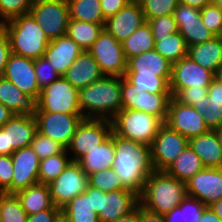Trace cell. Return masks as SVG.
<instances>
[{"instance_id":"31","label":"cell","mask_w":222,"mask_h":222,"mask_svg":"<svg viewBox=\"0 0 222 222\" xmlns=\"http://www.w3.org/2000/svg\"><path fill=\"white\" fill-rule=\"evenodd\" d=\"M204 165L199 156L188 145L184 151L167 168L166 172L182 182H187L196 173L201 171Z\"/></svg>"},{"instance_id":"40","label":"cell","mask_w":222,"mask_h":222,"mask_svg":"<svg viewBox=\"0 0 222 222\" xmlns=\"http://www.w3.org/2000/svg\"><path fill=\"white\" fill-rule=\"evenodd\" d=\"M88 185L103 191L104 193L127 189L113 168L99 170L88 175Z\"/></svg>"},{"instance_id":"9","label":"cell","mask_w":222,"mask_h":222,"mask_svg":"<svg viewBox=\"0 0 222 222\" xmlns=\"http://www.w3.org/2000/svg\"><path fill=\"white\" fill-rule=\"evenodd\" d=\"M29 13L50 41L66 35L70 19L67 0H34Z\"/></svg>"},{"instance_id":"49","label":"cell","mask_w":222,"mask_h":222,"mask_svg":"<svg viewBox=\"0 0 222 222\" xmlns=\"http://www.w3.org/2000/svg\"><path fill=\"white\" fill-rule=\"evenodd\" d=\"M199 112L210 130L222 127V106L206 105L201 107Z\"/></svg>"},{"instance_id":"18","label":"cell","mask_w":222,"mask_h":222,"mask_svg":"<svg viewBox=\"0 0 222 222\" xmlns=\"http://www.w3.org/2000/svg\"><path fill=\"white\" fill-rule=\"evenodd\" d=\"M13 177L6 193H17L38 182L40 159L31 146L17 149L11 154Z\"/></svg>"},{"instance_id":"2","label":"cell","mask_w":222,"mask_h":222,"mask_svg":"<svg viewBox=\"0 0 222 222\" xmlns=\"http://www.w3.org/2000/svg\"><path fill=\"white\" fill-rule=\"evenodd\" d=\"M79 104L84 118L111 120L122 109L121 77L103 76L80 89Z\"/></svg>"},{"instance_id":"60","label":"cell","mask_w":222,"mask_h":222,"mask_svg":"<svg viewBox=\"0 0 222 222\" xmlns=\"http://www.w3.org/2000/svg\"><path fill=\"white\" fill-rule=\"evenodd\" d=\"M213 0H179V3L189 5L193 8L201 10L207 4H210Z\"/></svg>"},{"instance_id":"7","label":"cell","mask_w":222,"mask_h":222,"mask_svg":"<svg viewBox=\"0 0 222 222\" xmlns=\"http://www.w3.org/2000/svg\"><path fill=\"white\" fill-rule=\"evenodd\" d=\"M122 109H132L145 112L159 118L165 123L171 93H149L121 77Z\"/></svg>"},{"instance_id":"48","label":"cell","mask_w":222,"mask_h":222,"mask_svg":"<svg viewBox=\"0 0 222 222\" xmlns=\"http://www.w3.org/2000/svg\"><path fill=\"white\" fill-rule=\"evenodd\" d=\"M154 37L170 36L178 32V26L173 14L156 17L148 20Z\"/></svg>"},{"instance_id":"6","label":"cell","mask_w":222,"mask_h":222,"mask_svg":"<svg viewBox=\"0 0 222 222\" xmlns=\"http://www.w3.org/2000/svg\"><path fill=\"white\" fill-rule=\"evenodd\" d=\"M36 112L82 114L79 90L63 76L41 89Z\"/></svg>"},{"instance_id":"22","label":"cell","mask_w":222,"mask_h":222,"mask_svg":"<svg viewBox=\"0 0 222 222\" xmlns=\"http://www.w3.org/2000/svg\"><path fill=\"white\" fill-rule=\"evenodd\" d=\"M139 204V195L130 189L110 191L102 196L101 210L98 212L99 222H115L129 214Z\"/></svg>"},{"instance_id":"14","label":"cell","mask_w":222,"mask_h":222,"mask_svg":"<svg viewBox=\"0 0 222 222\" xmlns=\"http://www.w3.org/2000/svg\"><path fill=\"white\" fill-rule=\"evenodd\" d=\"M188 145L187 138L164 123L150 145L154 170L166 171Z\"/></svg>"},{"instance_id":"42","label":"cell","mask_w":222,"mask_h":222,"mask_svg":"<svg viewBox=\"0 0 222 222\" xmlns=\"http://www.w3.org/2000/svg\"><path fill=\"white\" fill-rule=\"evenodd\" d=\"M145 20L171 15L179 4V0H138Z\"/></svg>"},{"instance_id":"43","label":"cell","mask_w":222,"mask_h":222,"mask_svg":"<svg viewBox=\"0 0 222 222\" xmlns=\"http://www.w3.org/2000/svg\"><path fill=\"white\" fill-rule=\"evenodd\" d=\"M208 87L185 88L180 90L174 98L184 105L193 106L196 110L208 105Z\"/></svg>"},{"instance_id":"8","label":"cell","mask_w":222,"mask_h":222,"mask_svg":"<svg viewBox=\"0 0 222 222\" xmlns=\"http://www.w3.org/2000/svg\"><path fill=\"white\" fill-rule=\"evenodd\" d=\"M111 133V120L84 118L66 148L67 151L74 153L73 157L69 156L71 161L78 162L84 155L105 142Z\"/></svg>"},{"instance_id":"19","label":"cell","mask_w":222,"mask_h":222,"mask_svg":"<svg viewBox=\"0 0 222 222\" xmlns=\"http://www.w3.org/2000/svg\"><path fill=\"white\" fill-rule=\"evenodd\" d=\"M187 195L197 198L205 206L222 198V168L204 167L186 182Z\"/></svg>"},{"instance_id":"1","label":"cell","mask_w":222,"mask_h":222,"mask_svg":"<svg viewBox=\"0 0 222 222\" xmlns=\"http://www.w3.org/2000/svg\"><path fill=\"white\" fill-rule=\"evenodd\" d=\"M110 136L115 152L112 168L127 189L140 195L145 181L155 171L150 145L120 137L113 131Z\"/></svg>"},{"instance_id":"41","label":"cell","mask_w":222,"mask_h":222,"mask_svg":"<svg viewBox=\"0 0 222 222\" xmlns=\"http://www.w3.org/2000/svg\"><path fill=\"white\" fill-rule=\"evenodd\" d=\"M124 78L132 85L152 94L170 93L171 77L124 75Z\"/></svg>"},{"instance_id":"11","label":"cell","mask_w":222,"mask_h":222,"mask_svg":"<svg viewBox=\"0 0 222 222\" xmlns=\"http://www.w3.org/2000/svg\"><path fill=\"white\" fill-rule=\"evenodd\" d=\"M47 185L54 205L62 209L73 198L85 192L88 175L78 162L71 161L64 171Z\"/></svg>"},{"instance_id":"32","label":"cell","mask_w":222,"mask_h":222,"mask_svg":"<svg viewBox=\"0 0 222 222\" xmlns=\"http://www.w3.org/2000/svg\"><path fill=\"white\" fill-rule=\"evenodd\" d=\"M126 60L154 49V36L148 21L137 28L126 40L121 42Z\"/></svg>"},{"instance_id":"52","label":"cell","mask_w":222,"mask_h":222,"mask_svg":"<svg viewBox=\"0 0 222 222\" xmlns=\"http://www.w3.org/2000/svg\"><path fill=\"white\" fill-rule=\"evenodd\" d=\"M12 54L10 43L4 31L0 28V77L3 76L7 61Z\"/></svg>"},{"instance_id":"35","label":"cell","mask_w":222,"mask_h":222,"mask_svg":"<svg viewBox=\"0 0 222 222\" xmlns=\"http://www.w3.org/2000/svg\"><path fill=\"white\" fill-rule=\"evenodd\" d=\"M154 49L172 64L188 55V46L179 32L165 37H154Z\"/></svg>"},{"instance_id":"29","label":"cell","mask_w":222,"mask_h":222,"mask_svg":"<svg viewBox=\"0 0 222 222\" xmlns=\"http://www.w3.org/2000/svg\"><path fill=\"white\" fill-rule=\"evenodd\" d=\"M16 195L27 215L51 209L54 206L47 184L37 183L18 191Z\"/></svg>"},{"instance_id":"53","label":"cell","mask_w":222,"mask_h":222,"mask_svg":"<svg viewBox=\"0 0 222 222\" xmlns=\"http://www.w3.org/2000/svg\"><path fill=\"white\" fill-rule=\"evenodd\" d=\"M61 210V208L54 205L51 209L28 215L26 222H54L55 217Z\"/></svg>"},{"instance_id":"27","label":"cell","mask_w":222,"mask_h":222,"mask_svg":"<svg viewBox=\"0 0 222 222\" xmlns=\"http://www.w3.org/2000/svg\"><path fill=\"white\" fill-rule=\"evenodd\" d=\"M189 146L199 156L204 167L222 168V148L216 130L189 139Z\"/></svg>"},{"instance_id":"21","label":"cell","mask_w":222,"mask_h":222,"mask_svg":"<svg viewBox=\"0 0 222 222\" xmlns=\"http://www.w3.org/2000/svg\"><path fill=\"white\" fill-rule=\"evenodd\" d=\"M144 22L146 20L139 1L132 0L115 15L106 19L104 29L121 43Z\"/></svg>"},{"instance_id":"44","label":"cell","mask_w":222,"mask_h":222,"mask_svg":"<svg viewBox=\"0 0 222 222\" xmlns=\"http://www.w3.org/2000/svg\"><path fill=\"white\" fill-rule=\"evenodd\" d=\"M34 0H0V25L14 17L27 14Z\"/></svg>"},{"instance_id":"64","label":"cell","mask_w":222,"mask_h":222,"mask_svg":"<svg viewBox=\"0 0 222 222\" xmlns=\"http://www.w3.org/2000/svg\"><path fill=\"white\" fill-rule=\"evenodd\" d=\"M216 131H217V134L219 136L220 146L222 148V127L217 129Z\"/></svg>"},{"instance_id":"63","label":"cell","mask_w":222,"mask_h":222,"mask_svg":"<svg viewBox=\"0 0 222 222\" xmlns=\"http://www.w3.org/2000/svg\"><path fill=\"white\" fill-rule=\"evenodd\" d=\"M215 78L222 83V64L220 65L217 73L215 74Z\"/></svg>"},{"instance_id":"12","label":"cell","mask_w":222,"mask_h":222,"mask_svg":"<svg viewBox=\"0 0 222 222\" xmlns=\"http://www.w3.org/2000/svg\"><path fill=\"white\" fill-rule=\"evenodd\" d=\"M35 119L39 133L58 142L66 149L84 117L82 114L36 112Z\"/></svg>"},{"instance_id":"30","label":"cell","mask_w":222,"mask_h":222,"mask_svg":"<svg viewBox=\"0 0 222 222\" xmlns=\"http://www.w3.org/2000/svg\"><path fill=\"white\" fill-rule=\"evenodd\" d=\"M114 156V140L110 136L96 149L84 155L78 163L82 170L89 175L99 170L103 171L112 168Z\"/></svg>"},{"instance_id":"33","label":"cell","mask_w":222,"mask_h":222,"mask_svg":"<svg viewBox=\"0 0 222 222\" xmlns=\"http://www.w3.org/2000/svg\"><path fill=\"white\" fill-rule=\"evenodd\" d=\"M105 25L69 19L66 35L84 51L99 37Z\"/></svg>"},{"instance_id":"25","label":"cell","mask_w":222,"mask_h":222,"mask_svg":"<svg viewBox=\"0 0 222 222\" xmlns=\"http://www.w3.org/2000/svg\"><path fill=\"white\" fill-rule=\"evenodd\" d=\"M99 64L88 51H83L71 64L63 77L77 90L101 79Z\"/></svg>"},{"instance_id":"61","label":"cell","mask_w":222,"mask_h":222,"mask_svg":"<svg viewBox=\"0 0 222 222\" xmlns=\"http://www.w3.org/2000/svg\"><path fill=\"white\" fill-rule=\"evenodd\" d=\"M209 207L222 221V198L219 201L212 203Z\"/></svg>"},{"instance_id":"13","label":"cell","mask_w":222,"mask_h":222,"mask_svg":"<svg viewBox=\"0 0 222 222\" xmlns=\"http://www.w3.org/2000/svg\"><path fill=\"white\" fill-rule=\"evenodd\" d=\"M36 132L35 116L14 115L0 127V155H11L17 149L30 146Z\"/></svg>"},{"instance_id":"28","label":"cell","mask_w":222,"mask_h":222,"mask_svg":"<svg viewBox=\"0 0 222 222\" xmlns=\"http://www.w3.org/2000/svg\"><path fill=\"white\" fill-rule=\"evenodd\" d=\"M187 56L215 75L222 64V36L188 47Z\"/></svg>"},{"instance_id":"36","label":"cell","mask_w":222,"mask_h":222,"mask_svg":"<svg viewBox=\"0 0 222 222\" xmlns=\"http://www.w3.org/2000/svg\"><path fill=\"white\" fill-rule=\"evenodd\" d=\"M206 207L197 198L187 195L179 206L164 215L165 222H199Z\"/></svg>"},{"instance_id":"55","label":"cell","mask_w":222,"mask_h":222,"mask_svg":"<svg viewBox=\"0 0 222 222\" xmlns=\"http://www.w3.org/2000/svg\"><path fill=\"white\" fill-rule=\"evenodd\" d=\"M85 193L91 195L92 208L98 214L101 210L102 196H105V193L89 185H87Z\"/></svg>"},{"instance_id":"17","label":"cell","mask_w":222,"mask_h":222,"mask_svg":"<svg viewBox=\"0 0 222 222\" xmlns=\"http://www.w3.org/2000/svg\"><path fill=\"white\" fill-rule=\"evenodd\" d=\"M178 32L185 39L188 47L204 43L215 37L201 19V11L189 5L179 3L173 12Z\"/></svg>"},{"instance_id":"38","label":"cell","mask_w":222,"mask_h":222,"mask_svg":"<svg viewBox=\"0 0 222 222\" xmlns=\"http://www.w3.org/2000/svg\"><path fill=\"white\" fill-rule=\"evenodd\" d=\"M64 149L61 153L49 156L40 160L38 171V182L41 184H49L55 180L71 162L68 158V152Z\"/></svg>"},{"instance_id":"59","label":"cell","mask_w":222,"mask_h":222,"mask_svg":"<svg viewBox=\"0 0 222 222\" xmlns=\"http://www.w3.org/2000/svg\"><path fill=\"white\" fill-rule=\"evenodd\" d=\"M115 222H139V204L129 214L120 217Z\"/></svg>"},{"instance_id":"58","label":"cell","mask_w":222,"mask_h":222,"mask_svg":"<svg viewBox=\"0 0 222 222\" xmlns=\"http://www.w3.org/2000/svg\"><path fill=\"white\" fill-rule=\"evenodd\" d=\"M15 114L0 103V127L4 126Z\"/></svg>"},{"instance_id":"51","label":"cell","mask_w":222,"mask_h":222,"mask_svg":"<svg viewBox=\"0 0 222 222\" xmlns=\"http://www.w3.org/2000/svg\"><path fill=\"white\" fill-rule=\"evenodd\" d=\"M132 0H100L101 10L105 19L115 15Z\"/></svg>"},{"instance_id":"54","label":"cell","mask_w":222,"mask_h":222,"mask_svg":"<svg viewBox=\"0 0 222 222\" xmlns=\"http://www.w3.org/2000/svg\"><path fill=\"white\" fill-rule=\"evenodd\" d=\"M208 105L222 106V83L214 78L208 87Z\"/></svg>"},{"instance_id":"47","label":"cell","mask_w":222,"mask_h":222,"mask_svg":"<svg viewBox=\"0 0 222 222\" xmlns=\"http://www.w3.org/2000/svg\"><path fill=\"white\" fill-rule=\"evenodd\" d=\"M34 67L37 83L40 90L61 77L60 74L56 72L54 67H52L51 63L47 61L44 57L35 59Z\"/></svg>"},{"instance_id":"46","label":"cell","mask_w":222,"mask_h":222,"mask_svg":"<svg viewBox=\"0 0 222 222\" xmlns=\"http://www.w3.org/2000/svg\"><path fill=\"white\" fill-rule=\"evenodd\" d=\"M200 11L204 25L212 31L215 36H222V10L217 7L214 2H211Z\"/></svg>"},{"instance_id":"3","label":"cell","mask_w":222,"mask_h":222,"mask_svg":"<svg viewBox=\"0 0 222 222\" xmlns=\"http://www.w3.org/2000/svg\"><path fill=\"white\" fill-rule=\"evenodd\" d=\"M187 196L186 183L155 170L145 181L139 204L149 211L166 215Z\"/></svg>"},{"instance_id":"23","label":"cell","mask_w":222,"mask_h":222,"mask_svg":"<svg viewBox=\"0 0 222 222\" xmlns=\"http://www.w3.org/2000/svg\"><path fill=\"white\" fill-rule=\"evenodd\" d=\"M84 50L67 35L50 41L43 57L63 76Z\"/></svg>"},{"instance_id":"24","label":"cell","mask_w":222,"mask_h":222,"mask_svg":"<svg viewBox=\"0 0 222 222\" xmlns=\"http://www.w3.org/2000/svg\"><path fill=\"white\" fill-rule=\"evenodd\" d=\"M172 63L155 49L127 60L125 75L171 77Z\"/></svg>"},{"instance_id":"50","label":"cell","mask_w":222,"mask_h":222,"mask_svg":"<svg viewBox=\"0 0 222 222\" xmlns=\"http://www.w3.org/2000/svg\"><path fill=\"white\" fill-rule=\"evenodd\" d=\"M13 160L11 155H0V192H5L12 183Z\"/></svg>"},{"instance_id":"10","label":"cell","mask_w":222,"mask_h":222,"mask_svg":"<svg viewBox=\"0 0 222 222\" xmlns=\"http://www.w3.org/2000/svg\"><path fill=\"white\" fill-rule=\"evenodd\" d=\"M87 51L99 64L104 76L124 77L127 71V60L122 44L107 30L103 29Z\"/></svg>"},{"instance_id":"62","label":"cell","mask_w":222,"mask_h":222,"mask_svg":"<svg viewBox=\"0 0 222 222\" xmlns=\"http://www.w3.org/2000/svg\"><path fill=\"white\" fill-rule=\"evenodd\" d=\"M54 222H71L70 218L67 216V214L61 210L57 216L55 217Z\"/></svg>"},{"instance_id":"65","label":"cell","mask_w":222,"mask_h":222,"mask_svg":"<svg viewBox=\"0 0 222 222\" xmlns=\"http://www.w3.org/2000/svg\"><path fill=\"white\" fill-rule=\"evenodd\" d=\"M214 4L222 10V0H213Z\"/></svg>"},{"instance_id":"56","label":"cell","mask_w":222,"mask_h":222,"mask_svg":"<svg viewBox=\"0 0 222 222\" xmlns=\"http://www.w3.org/2000/svg\"><path fill=\"white\" fill-rule=\"evenodd\" d=\"M139 222H165L164 215L152 212L139 204Z\"/></svg>"},{"instance_id":"5","label":"cell","mask_w":222,"mask_h":222,"mask_svg":"<svg viewBox=\"0 0 222 222\" xmlns=\"http://www.w3.org/2000/svg\"><path fill=\"white\" fill-rule=\"evenodd\" d=\"M112 131L120 137L151 145L159 128V118L139 110L121 109L112 119Z\"/></svg>"},{"instance_id":"34","label":"cell","mask_w":222,"mask_h":222,"mask_svg":"<svg viewBox=\"0 0 222 222\" xmlns=\"http://www.w3.org/2000/svg\"><path fill=\"white\" fill-rule=\"evenodd\" d=\"M70 19L105 25L100 0H67Z\"/></svg>"},{"instance_id":"37","label":"cell","mask_w":222,"mask_h":222,"mask_svg":"<svg viewBox=\"0 0 222 222\" xmlns=\"http://www.w3.org/2000/svg\"><path fill=\"white\" fill-rule=\"evenodd\" d=\"M62 210L71 222H99L98 214L92 208L91 195L85 192L73 198Z\"/></svg>"},{"instance_id":"15","label":"cell","mask_w":222,"mask_h":222,"mask_svg":"<svg viewBox=\"0 0 222 222\" xmlns=\"http://www.w3.org/2000/svg\"><path fill=\"white\" fill-rule=\"evenodd\" d=\"M165 124L188 140L210 131L198 110L174 97L170 99Z\"/></svg>"},{"instance_id":"20","label":"cell","mask_w":222,"mask_h":222,"mask_svg":"<svg viewBox=\"0 0 222 222\" xmlns=\"http://www.w3.org/2000/svg\"><path fill=\"white\" fill-rule=\"evenodd\" d=\"M3 77L15 84L23 93L33 96L38 101L41 90L35 75L34 60L12 53L7 61Z\"/></svg>"},{"instance_id":"45","label":"cell","mask_w":222,"mask_h":222,"mask_svg":"<svg viewBox=\"0 0 222 222\" xmlns=\"http://www.w3.org/2000/svg\"><path fill=\"white\" fill-rule=\"evenodd\" d=\"M30 146L33 148L40 160L59 154L65 149L58 142L39 133L38 131L36 132Z\"/></svg>"},{"instance_id":"4","label":"cell","mask_w":222,"mask_h":222,"mask_svg":"<svg viewBox=\"0 0 222 222\" xmlns=\"http://www.w3.org/2000/svg\"><path fill=\"white\" fill-rule=\"evenodd\" d=\"M10 43L11 52L32 60L43 57L50 40L30 13L14 17L0 25Z\"/></svg>"},{"instance_id":"57","label":"cell","mask_w":222,"mask_h":222,"mask_svg":"<svg viewBox=\"0 0 222 222\" xmlns=\"http://www.w3.org/2000/svg\"><path fill=\"white\" fill-rule=\"evenodd\" d=\"M199 222H222L217 215L211 210L209 206H207L199 220Z\"/></svg>"},{"instance_id":"16","label":"cell","mask_w":222,"mask_h":222,"mask_svg":"<svg viewBox=\"0 0 222 222\" xmlns=\"http://www.w3.org/2000/svg\"><path fill=\"white\" fill-rule=\"evenodd\" d=\"M214 78L211 71L186 56L172 64L169 82L171 96L174 97L180 90L189 87H209Z\"/></svg>"},{"instance_id":"39","label":"cell","mask_w":222,"mask_h":222,"mask_svg":"<svg viewBox=\"0 0 222 222\" xmlns=\"http://www.w3.org/2000/svg\"><path fill=\"white\" fill-rule=\"evenodd\" d=\"M27 216L16 193L0 192V222H26Z\"/></svg>"},{"instance_id":"26","label":"cell","mask_w":222,"mask_h":222,"mask_svg":"<svg viewBox=\"0 0 222 222\" xmlns=\"http://www.w3.org/2000/svg\"><path fill=\"white\" fill-rule=\"evenodd\" d=\"M0 103L6 106L15 115L35 116L37 100L23 93L11 81L0 77Z\"/></svg>"}]
</instances>
